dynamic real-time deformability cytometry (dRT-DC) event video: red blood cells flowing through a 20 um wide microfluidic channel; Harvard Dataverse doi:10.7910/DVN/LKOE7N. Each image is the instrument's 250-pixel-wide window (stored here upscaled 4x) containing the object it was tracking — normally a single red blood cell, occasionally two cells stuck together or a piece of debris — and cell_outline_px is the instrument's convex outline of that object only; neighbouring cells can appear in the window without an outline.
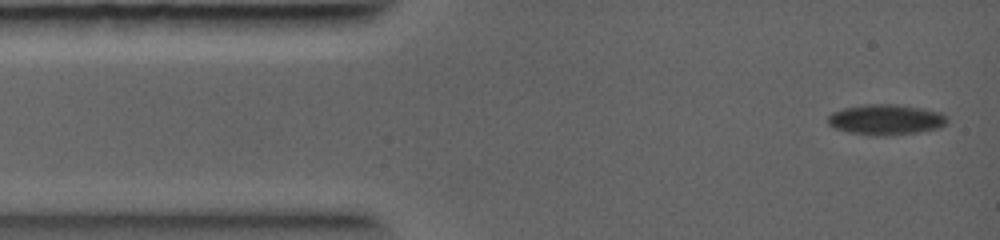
{"species": "common noctule bat (a hibernating species)", "species_latin": "Nyctalus noctula", "temperature_condition": "warm", "stored_images_in_passage": 24, "camera_frame_rate_fps": 5000, "um_per_image_px": 0.085, "animal": {"sex": "female", "body_mass_g": 19.0, "forearm_length_mm": 56.7}, "frame": {"image": 1, "passage_image": 1, "time_ms": 0.0, "image_size_px": [1000, 240], "cell_outline_px": [[948, 120], [940, 128], [916, 132], [880, 136], [868, 136], [848, 132], [836, 128], [828, 124], [828, 116], [832, 112], [844, 108], [864, 104], [896, 104], [920, 108], [940, 112]], "centroid_in_image_um": [75.26, 10.17], "position_along_channel_um": 9.7, "area_um2": 21.1}}
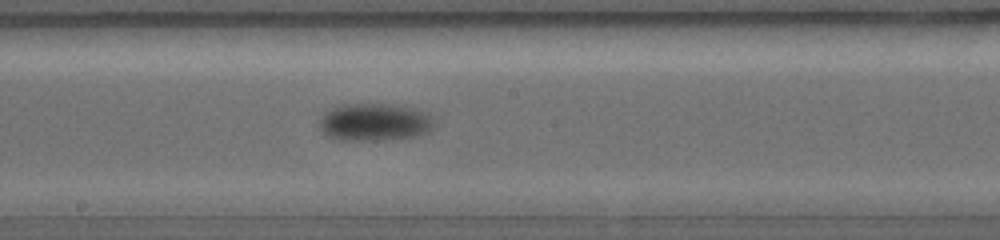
{"frame": {"image": 2, "passage_image": 10, "time_ms": 5.0, "image_size_px": [1000, 240], "cell_outline_px": [[432, 128], [428, 132], [420, 136], [376, 140], [340, 140], [328, 136], [320, 128], [320, 120], [324, 112], [340, 104], [388, 104], [416, 108], [428, 112], [432, 116]], "centroid_in_image_um": [31.86, 10.37], "position_along_channel_um": 216.3, "area_um2": 25.2}}
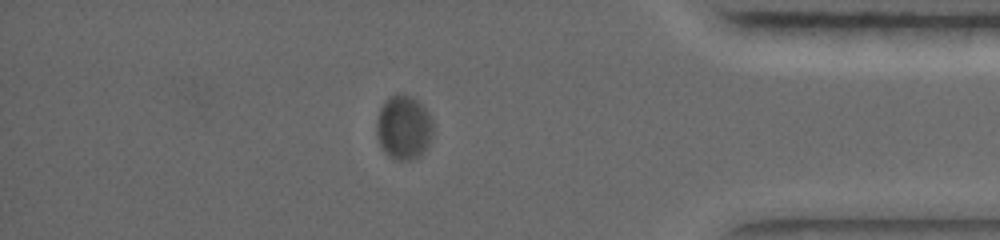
{"frame": {"image": 3, "passage_image": 18, "time_ms": 8.8, "image_size_px": [1000, 240], "cell_outline_px": [[432, 136], [428, 144], [416, 156], [408, 160], [400, 160], [388, 156], [380, 148], [376, 136], [376, 120], [380, 108], [384, 100], [388, 96], [412, 96], [428, 112], [432, 120]], "centroid_in_image_um": [34.26, 10.83], "position_along_channel_um": 400.9, "area_um2": 20.87}}